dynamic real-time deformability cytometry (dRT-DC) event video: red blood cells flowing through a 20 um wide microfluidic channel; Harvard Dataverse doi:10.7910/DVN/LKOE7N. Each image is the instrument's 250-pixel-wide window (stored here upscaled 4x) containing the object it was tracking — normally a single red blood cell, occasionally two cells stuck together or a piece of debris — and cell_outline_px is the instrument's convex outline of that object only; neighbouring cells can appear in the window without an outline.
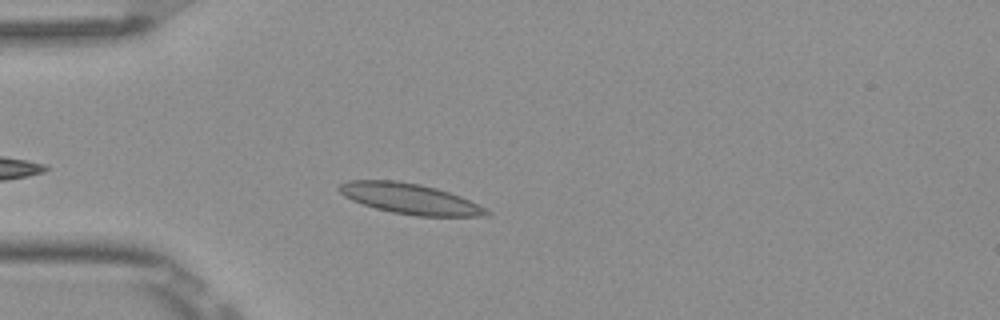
{"species": "Egyptian fruit bat (a non-hibernating species)", "species_latin": "Rousettus aegyptiacus", "temperature_condition": "room temperature", "stored_images_in_passage": 3, "camera_frame_rate_fps": 3000, "um_per_image_px": 0.085, "frame": {"image": 1, "passage_image": 3, "time_ms": 0.667, "image_size_px": [1000, 320], "cell_outline_px": [[492, 212], [484, 216], [416, 216], [392, 212], [376, 208], [352, 200], [344, 196], [336, 188], [340, 184], [348, 180], [396, 180], [420, 184], [436, 188], [460, 196]], "centroid_in_image_um": [34.8, 16.88], "position_along_channel_um": 50.2, "area_um2": 25.95}}